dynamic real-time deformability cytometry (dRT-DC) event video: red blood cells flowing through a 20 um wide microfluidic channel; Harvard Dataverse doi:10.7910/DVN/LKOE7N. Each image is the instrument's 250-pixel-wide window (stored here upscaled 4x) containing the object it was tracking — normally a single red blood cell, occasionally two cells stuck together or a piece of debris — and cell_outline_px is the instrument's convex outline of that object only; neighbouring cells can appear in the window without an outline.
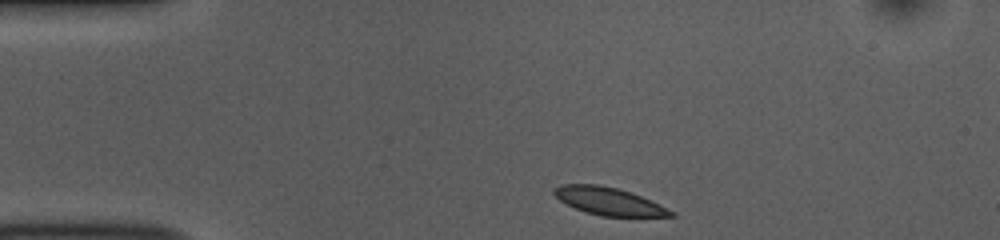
{"species": "common noctule bat (a hibernating species)", "species_latin": "Nyctalus noctula", "temperature_condition": "room temperature", "stored_images_in_passage": 44, "camera_frame_rate_fps": 3000, "um_per_image_px": 0.085, "animal": {"sex": "female", "body_mass_g": 10.0, "forearm_length_mm": 53.1}, "frame": {"image": 1, "passage_image": 1, "time_ms": 0.0, "image_size_px": [1000, 240], "cell_outline_px": [[676, 216], [600, 216], [584, 212], [560, 200], [552, 192], [552, 188], [564, 184], [600, 184], [632, 192], [676, 212]], "centroid_in_image_um": [51.74, 17.1], "position_along_channel_um": 33.3, "area_um2": 18.73}}
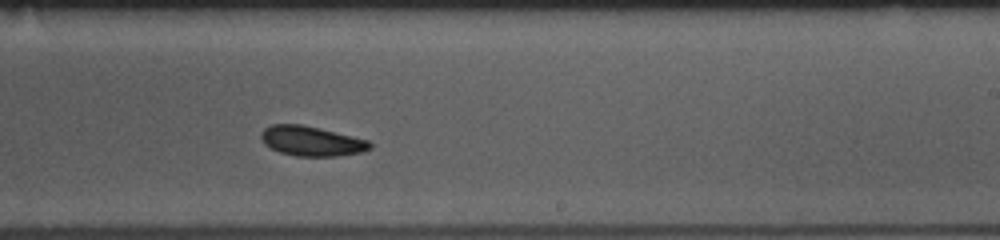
{"frame": {"image": 2, "passage_image": 23, "time_ms": 7.333, "image_size_px": [1000, 240], "cell_outline_px": [[372, 148], [364, 152], [336, 156], [296, 156], [280, 152], [264, 144], [260, 136], [260, 132], [264, 128], [272, 124], [300, 124], [320, 128], [368, 140], [372, 144]], "centroid_in_image_um": [26.48, 11.99], "position_along_channel_um": 262.5, "area_um2": 18.96}}
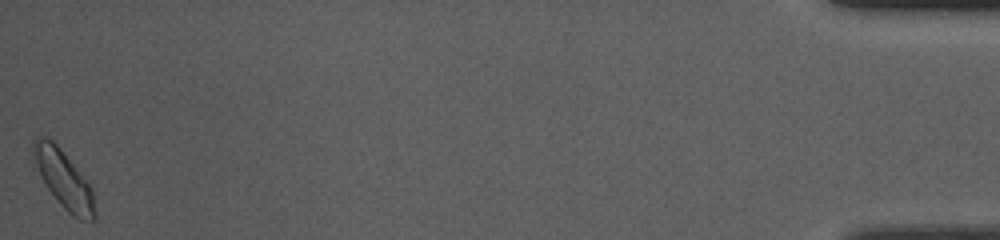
{"frame": {"image": 3, "passage_image": 44, "time_ms": 14.333, "image_size_px": [1000, 240], "cell_outline_px": [[96, 220], [80, 220], [72, 216], [60, 204], [32, 168], [32, 140], [36, 136], [44, 136], [52, 140], [60, 148], [92, 188], [96, 216]], "centroid_in_image_um": [5.34, 15.21], "position_along_channel_um": 429.9, "area_um2": 21.04}, "authors_computed_cell_mechanics": {"area_um2": 19.0451, "velocity_mm_per_s": 3.718, "shape_relaxation_time_tau1_ms": 1.9777, "shape_relaxation_time_tau2_ms": null, "deformation_change_tau1": 0.0839, "deformation_change_tau2": null}}